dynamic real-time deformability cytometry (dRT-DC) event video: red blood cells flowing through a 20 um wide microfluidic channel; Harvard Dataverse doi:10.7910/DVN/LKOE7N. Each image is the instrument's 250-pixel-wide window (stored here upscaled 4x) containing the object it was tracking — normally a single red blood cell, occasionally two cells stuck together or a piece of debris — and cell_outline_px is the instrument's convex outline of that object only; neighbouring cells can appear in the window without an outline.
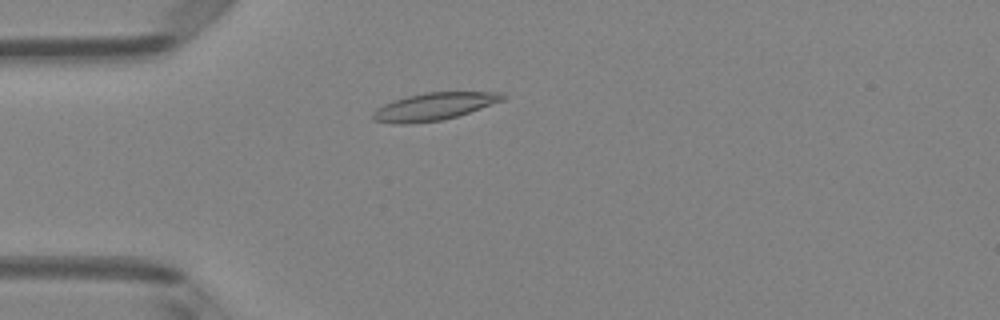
{"species": "Egyptian fruit bat (a non-hibernating species)", "species_latin": "Rousettus aegyptiacus", "temperature_condition": "room temperature", "stored_images_in_passage": 49, "camera_frame_rate_fps": 3000, "um_per_image_px": 0.085, "animal": {"sex": "female"}, "frame": {"image": 1, "passage_image": 12, "time_ms": 3.667, "image_size_px": [1000, 320], "cell_outline_px": [[508, 96], [504, 100], [456, 116], [440, 120], [408, 124], [392, 124], [372, 120], [372, 112], [376, 108], [384, 104], [408, 96], [424, 92], [504, 92]], "centroid_in_image_um": [36.87, 9.05], "position_along_channel_um": 48.1, "area_um2": 20.69}}
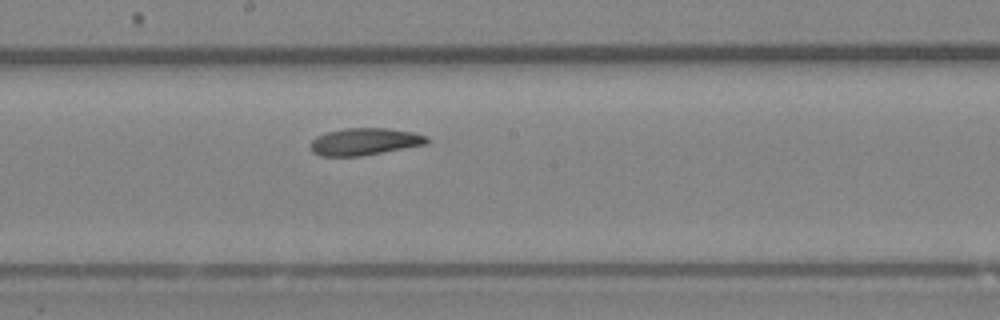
{"frame": {"image": 2, "passage_image": 26, "time_ms": 8.333, "image_size_px": [1000, 320], "cell_outline_px": [[428, 144], [360, 156], [320, 156], [312, 152], [308, 148], [308, 144], [316, 136], [328, 132], [344, 128], [388, 128], [412, 132], [428, 136]], "centroid_in_image_um": [30.95, 12.04], "position_along_channel_um": 217.2, "area_um2": 18.55}}
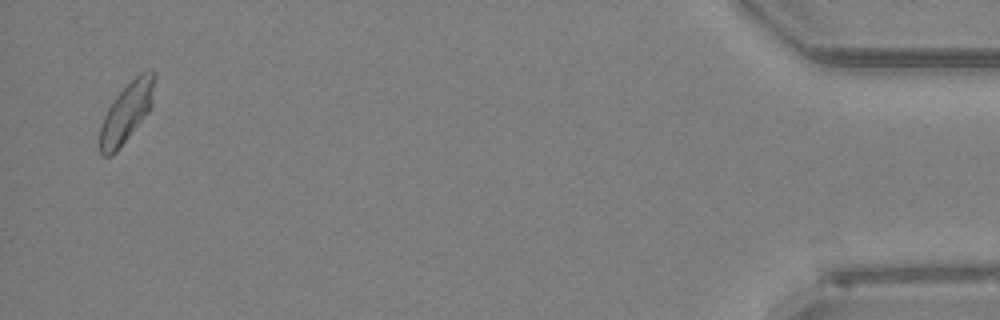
{"frame": {"image": 3, "passage_image": 48, "time_ms": 15.667, "image_size_px": [1000, 320], "cell_outline_px": [[156, 76], [152, 108], [116, 152], [112, 156], [104, 156], [100, 152], [100, 128], [104, 116], [108, 108], [116, 96], [140, 72], [152, 68], [156, 72]], "centroid_in_image_um": [10.81, 9.51], "position_along_channel_um": 424.4, "area_um2": 19.07}, "authors_computed_cell_mechanics": {"area_um2": 18.8428, "velocity_mm_per_s": 3.9587, "shape_relaxation_time_tau1_ms": 8.5196, "shape_relaxation_time_tau2_ms": 11.4, "deformation_change_tau1": 0.1832, "deformation_change_tau2": 0.1772}}